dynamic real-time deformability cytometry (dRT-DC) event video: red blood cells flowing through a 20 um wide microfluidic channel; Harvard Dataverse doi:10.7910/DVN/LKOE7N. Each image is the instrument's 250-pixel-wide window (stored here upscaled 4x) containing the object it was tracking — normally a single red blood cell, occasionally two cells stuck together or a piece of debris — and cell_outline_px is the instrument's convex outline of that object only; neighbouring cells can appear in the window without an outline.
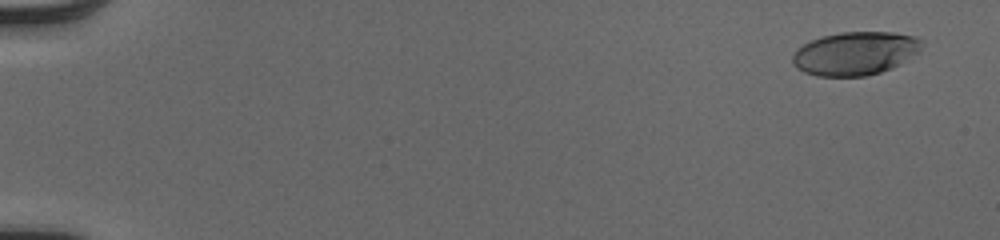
{"species": "human", "species_latin": "Homo sapiens", "temperature_condition": "cold", "stored_images_in_passage": 52, "camera_frame_rate_fps": 3000, "um_per_image_px": 0.085, "donor": {"sex": "male"}, "frame": {"image": 1, "passage_image": 3, "time_ms": 0.667, "image_size_px": [1000, 240], "cell_outline_px": [[924, 40], [920, 48], [916, 52], [900, 64], [892, 68], [880, 72], [864, 76], [816, 76], [804, 72], [796, 68], [792, 64], [792, 56], [796, 48], [812, 40], [824, 36], [840, 32], [896, 32], [916, 36]], "centroid_in_image_um": [72.67, 4.53], "position_along_channel_um": 12.3, "area_um2": 32.71}}
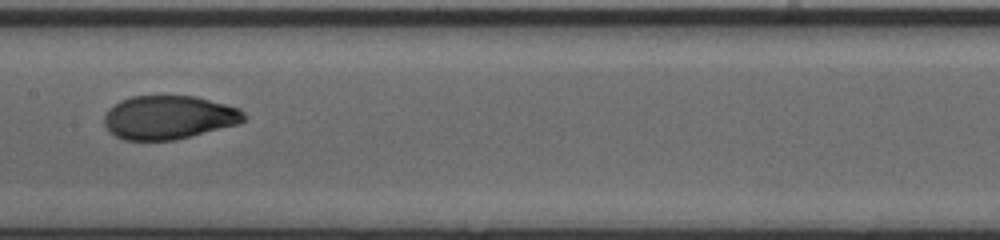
{"frame": {"image": 2, "passage_image": 29, "time_ms": 9.333, "image_size_px": [1000, 240], "cell_outline_px": [[248, 116], [244, 120], [236, 124], [176, 140], [124, 140], [108, 132], [104, 124], [104, 116], [108, 108], [120, 100], [132, 96], [196, 96], [240, 108]], "centroid_in_image_um": [14.32, 9.97], "position_along_channel_um": 193.1, "area_um2": 35.66}}
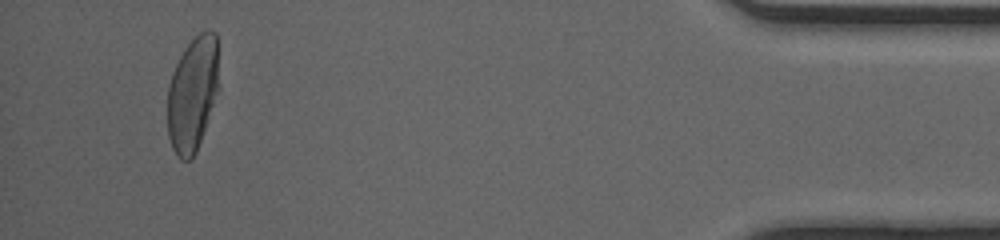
{"frame": {"image": 3, "passage_image": 50, "time_ms": 16.333, "image_size_px": [1000, 240], "cell_outline_px": [[216, 92], [196, 152], [192, 160], [180, 160], [176, 156], [172, 148], [168, 136], [168, 84], [172, 72], [180, 56], [188, 44], [200, 32], [208, 28], [212, 28], [216, 32]], "centroid_in_image_um": [16.32, 7.99], "position_along_channel_um": 418.9, "area_um2": 33.52}, "authors_computed_cell_mechanics": {"area_um2": 35.2002, "velocity_mm_per_s": 4.0977, "shape_relaxation_time_tau1_ms": 3.3253, "shape_relaxation_time_tau2_ms": null, "deformation_change_tau1": 0.1861, "deformation_change_tau2": null}}